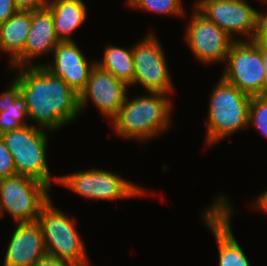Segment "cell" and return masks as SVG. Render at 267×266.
<instances>
[{"label":"cell","mask_w":267,"mask_h":266,"mask_svg":"<svg viewBox=\"0 0 267 266\" xmlns=\"http://www.w3.org/2000/svg\"><path fill=\"white\" fill-rule=\"evenodd\" d=\"M9 69L15 72L13 79L25 98L28 120L33 121V126L55 133L80 115L78 94L44 66Z\"/></svg>","instance_id":"1"},{"label":"cell","mask_w":267,"mask_h":266,"mask_svg":"<svg viewBox=\"0 0 267 266\" xmlns=\"http://www.w3.org/2000/svg\"><path fill=\"white\" fill-rule=\"evenodd\" d=\"M147 94L133 99L125 97L118 114L110 121L117 137L143 144L170 129L173 121L171 95L158 92Z\"/></svg>","instance_id":"2"},{"label":"cell","mask_w":267,"mask_h":266,"mask_svg":"<svg viewBox=\"0 0 267 266\" xmlns=\"http://www.w3.org/2000/svg\"><path fill=\"white\" fill-rule=\"evenodd\" d=\"M205 145L212 146L239 130L248 128L251 96L222 78L211 90Z\"/></svg>","instance_id":"3"},{"label":"cell","mask_w":267,"mask_h":266,"mask_svg":"<svg viewBox=\"0 0 267 266\" xmlns=\"http://www.w3.org/2000/svg\"><path fill=\"white\" fill-rule=\"evenodd\" d=\"M50 198L41 208L40 224L46 254L56 256L72 266H92L86 245L73 217L60 211Z\"/></svg>","instance_id":"4"},{"label":"cell","mask_w":267,"mask_h":266,"mask_svg":"<svg viewBox=\"0 0 267 266\" xmlns=\"http://www.w3.org/2000/svg\"><path fill=\"white\" fill-rule=\"evenodd\" d=\"M30 125L1 134L10 150L18 175L39 180L52 188V180L58 184L59 176H51L47 164L48 133Z\"/></svg>","instance_id":"5"},{"label":"cell","mask_w":267,"mask_h":266,"mask_svg":"<svg viewBox=\"0 0 267 266\" xmlns=\"http://www.w3.org/2000/svg\"><path fill=\"white\" fill-rule=\"evenodd\" d=\"M58 184L88 200L116 201L147 196L143 187L122 178L117 173L92 168L59 176Z\"/></svg>","instance_id":"6"},{"label":"cell","mask_w":267,"mask_h":266,"mask_svg":"<svg viewBox=\"0 0 267 266\" xmlns=\"http://www.w3.org/2000/svg\"><path fill=\"white\" fill-rule=\"evenodd\" d=\"M265 55L253 41H234L223 64L221 78L250 96L265 94Z\"/></svg>","instance_id":"7"},{"label":"cell","mask_w":267,"mask_h":266,"mask_svg":"<svg viewBox=\"0 0 267 266\" xmlns=\"http://www.w3.org/2000/svg\"><path fill=\"white\" fill-rule=\"evenodd\" d=\"M51 190L43 182L22 175L0 179V213L10 215L15 223L35 222ZM50 195V196H49Z\"/></svg>","instance_id":"8"},{"label":"cell","mask_w":267,"mask_h":266,"mask_svg":"<svg viewBox=\"0 0 267 266\" xmlns=\"http://www.w3.org/2000/svg\"><path fill=\"white\" fill-rule=\"evenodd\" d=\"M149 31L144 38L132 45L133 86L140 85L147 92L171 95L175 92V88L162 43L153 30Z\"/></svg>","instance_id":"9"},{"label":"cell","mask_w":267,"mask_h":266,"mask_svg":"<svg viewBox=\"0 0 267 266\" xmlns=\"http://www.w3.org/2000/svg\"><path fill=\"white\" fill-rule=\"evenodd\" d=\"M194 7L234 41H252L257 10L247 0H195Z\"/></svg>","instance_id":"10"},{"label":"cell","mask_w":267,"mask_h":266,"mask_svg":"<svg viewBox=\"0 0 267 266\" xmlns=\"http://www.w3.org/2000/svg\"><path fill=\"white\" fill-rule=\"evenodd\" d=\"M185 29V40L192 54L206 65L225 63L234 40L195 7Z\"/></svg>","instance_id":"11"},{"label":"cell","mask_w":267,"mask_h":266,"mask_svg":"<svg viewBox=\"0 0 267 266\" xmlns=\"http://www.w3.org/2000/svg\"><path fill=\"white\" fill-rule=\"evenodd\" d=\"M129 87L110 72L95 65L89 75L85 88L78 95L79 113L83 112L88 102H92L97 111L108 122L118 114Z\"/></svg>","instance_id":"12"},{"label":"cell","mask_w":267,"mask_h":266,"mask_svg":"<svg viewBox=\"0 0 267 266\" xmlns=\"http://www.w3.org/2000/svg\"><path fill=\"white\" fill-rule=\"evenodd\" d=\"M52 53V61H47L43 66L53 76L62 78L79 95L85 88L96 61H88L75 41L59 42Z\"/></svg>","instance_id":"13"},{"label":"cell","mask_w":267,"mask_h":266,"mask_svg":"<svg viewBox=\"0 0 267 266\" xmlns=\"http://www.w3.org/2000/svg\"><path fill=\"white\" fill-rule=\"evenodd\" d=\"M59 42L51 10L45 5L31 11V27L25 42L24 54L10 68L43 66V63H35L32 60L39 56L52 55Z\"/></svg>","instance_id":"14"},{"label":"cell","mask_w":267,"mask_h":266,"mask_svg":"<svg viewBox=\"0 0 267 266\" xmlns=\"http://www.w3.org/2000/svg\"><path fill=\"white\" fill-rule=\"evenodd\" d=\"M45 254L40 224L37 221L16 223L2 266H34Z\"/></svg>","instance_id":"15"},{"label":"cell","mask_w":267,"mask_h":266,"mask_svg":"<svg viewBox=\"0 0 267 266\" xmlns=\"http://www.w3.org/2000/svg\"><path fill=\"white\" fill-rule=\"evenodd\" d=\"M51 10L55 33L60 42L74 41V31L86 22L87 5L83 0H47Z\"/></svg>","instance_id":"16"},{"label":"cell","mask_w":267,"mask_h":266,"mask_svg":"<svg viewBox=\"0 0 267 266\" xmlns=\"http://www.w3.org/2000/svg\"><path fill=\"white\" fill-rule=\"evenodd\" d=\"M31 27V11H18L0 24V50L9 54L10 68L23 54Z\"/></svg>","instance_id":"17"},{"label":"cell","mask_w":267,"mask_h":266,"mask_svg":"<svg viewBox=\"0 0 267 266\" xmlns=\"http://www.w3.org/2000/svg\"><path fill=\"white\" fill-rule=\"evenodd\" d=\"M27 119L25 98L21 95L18 83L12 79L0 94V135L30 125Z\"/></svg>","instance_id":"18"},{"label":"cell","mask_w":267,"mask_h":266,"mask_svg":"<svg viewBox=\"0 0 267 266\" xmlns=\"http://www.w3.org/2000/svg\"><path fill=\"white\" fill-rule=\"evenodd\" d=\"M131 47L124 48L108 44L104 48L103 59L96 60V65L113 74L128 87L133 86L134 80V61Z\"/></svg>","instance_id":"19"},{"label":"cell","mask_w":267,"mask_h":266,"mask_svg":"<svg viewBox=\"0 0 267 266\" xmlns=\"http://www.w3.org/2000/svg\"><path fill=\"white\" fill-rule=\"evenodd\" d=\"M125 4L131 9H140L159 15L186 17L182 0H126Z\"/></svg>","instance_id":"20"},{"label":"cell","mask_w":267,"mask_h":266,"mask_svg":"<svg viewBox=\"0 0 267 266\" xmlns=\"http://www.w3.org/2000/svg\"><path fill=\"white\" fill-rule=\"evenodd\" d=\"M254 126L267 139V96H251L248 128Z\"/></svg>","instance_id":"21"},{"label":"cell","mask_w":267,"mask_h":266,"mask_svg":"<svg viewBox=\"0 0 267 266\" xmlns=\"http://www.w3.org/2000/svg\"><path fill=\"white\" fill-rule=\"evenodd\" d=\"M17 175L10 150L5 146L0 135V179Z\"/></svg>","instance_id":"22"},{"label":"cell","mask_w":267,"mask_h":266,"mask_svg":"<svg viewBox=\"0 0 267 266\" xmlns=\"http://www.w3.org/2000/svg\"><path fill=\"white\" fill-rule=\"evenodd\" d=\"M261 3H266L267 6V0H260ZM253 37H267V10L264 11H258L256 12V29Z\"/></svg>","instance_id":"23"},{"label":"cell","mask_w":267,"mask_h":266,"mask_svg":"<svg viewBox=\"0 0 267 266\" xmlns=\"http://www.w3.org/2000/svg\"><path fill=\"white\" fill-rule=\"evenodd\" d=\"M18 11L14 0H0V24H3Z\"/></svg>","instance_id":"24"},{"label":"cell","mask_w":267,"mask_h":266,"mask_svg":"<svg viewBox=\"0 0 267 266\" xmlns=\"http://www.w3.org/2000/svg\"><path fill=\"white\" fill-rule=\"evenodd\" d=\"M19 11H33L47 4V0H14Z\"/></svg>","instance_id":"25"},{"label":"cell","mask_w":267,"mask_h":266,"mask_svg":"<svg viewBox=\"0 0 267 266\" xmlns=\"http://www.w3.org/2000/svg\"><path fill=\"white\" fill-rule=\"evenodd\" d=\"M34 266H72L70 263L60 260L56 256L45 254L43 255Z\"/></svg>","instance_id":"26"},{"label":"cell","mask_w":267,"mask_h":266,"mask_svg":"<svg viewBox=\"0 0 267 266\" xmlns=\"http://www.w3.org/2000/svg\"><path fill=\"white\" fill-rule=\"evenodd\" d=\"M252 208L259 211H265L267 213V190L260 193L254 202L252 201Z\"/></svg>","instance_id":"27"},{"label":"cell","mask_w":267,"mask_h":266,"mask_svg":"<svg viewBox=\"0 0 267 266\" xmlns=\"http://www.w3.org/2000/svg\"><path fill=\"white\" fill-rule=\"evenodd\" d=\"M252 41L262 49L264 55H267V37H253Z\"/></svg>","instance_id":"28"},{"label":"cell","mask_w":267,"mask_h":266,"mask_svg":"<svg viewBox=\"0 0 267 266\" xmlns=\"http://www.w3.org/2000/svg\"><path fill=\"white\" fill-rule=\"evenodd\" d=\"M264 66H265V71H266V75H267V55H265ZM264 96H267V87L265 89Z\"/></svg>","instance_id":"29"}]
</instances>
